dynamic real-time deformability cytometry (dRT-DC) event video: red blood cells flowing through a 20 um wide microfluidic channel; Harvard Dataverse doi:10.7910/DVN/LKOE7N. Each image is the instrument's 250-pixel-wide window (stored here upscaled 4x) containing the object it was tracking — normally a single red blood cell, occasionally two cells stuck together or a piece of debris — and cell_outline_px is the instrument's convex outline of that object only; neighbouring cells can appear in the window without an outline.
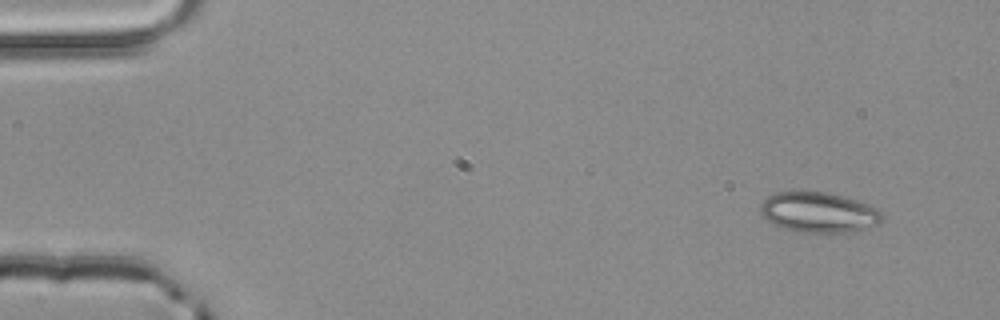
{"species": "common noctule bat (a hibernating species)", "species_latin": "Nyctalus noctula", "temperature_condition": "room temperature", "stored_images_in_passage": 3, "camera_frame_rate_fps": 3000, "um_per_image_px": 0.085, "animal": {"sex": "male", "body_mass_g": 20.4}, "frame": {"image": 1, "passage_image": 1, "time_ms": 0.0, "image_size_px": [1000, 320], "cell_outline_px": [[884, 216], [880, 224], [852, 232], [792, 232], [780, 228], [768, 220], [760, 212], [760, 204], [768, 196], [776, 192], [824, 192], [844, 196], [868, 204], [876, 208]], "centroid_in_image_um": [69.59, 18.06], "position_along_channel_um": 15.4, "area_um2": 28.67}}